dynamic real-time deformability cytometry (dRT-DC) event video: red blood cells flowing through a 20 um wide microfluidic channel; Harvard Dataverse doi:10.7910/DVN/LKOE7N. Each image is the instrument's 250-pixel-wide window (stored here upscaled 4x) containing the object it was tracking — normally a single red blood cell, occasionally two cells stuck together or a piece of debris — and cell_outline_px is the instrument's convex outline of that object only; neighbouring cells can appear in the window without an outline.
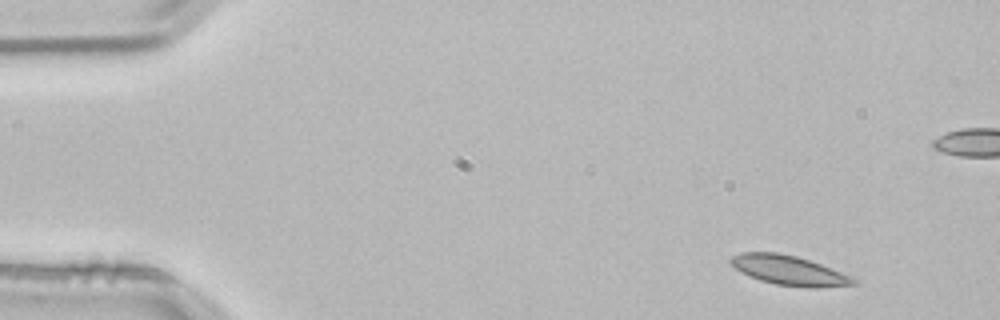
{"species": "common noctule bat (a hibernating species)", "species_latin": "Nyctalus noctula", "temperature_condition": "room temperature", "stored_images_in_passage": 4, "camera_frame_rate_fps": 3000, "um_per_image_px": 0.085, "animal": {"sex": "male", "body_mass_g": 21.5, "forearm_length_mm": 52.0}, "frame": {"image": 1, "passage_image": 1, "time_ms": 0.0, "image_size_px": [1000, 320], "cell_outline_px": [[856, 284], [820, 288], [808, 288], [776, 284], [760, 280], [736, 268], [728, 260], [732, 256], [740, 252], [776, 252], [796, 256], [820, 264], [840, 272], [856, 280]], "centroid_in_image_um": [67.05, 22.98], "position_along_channel_um": 18.0, "area_um2": 20.75}}
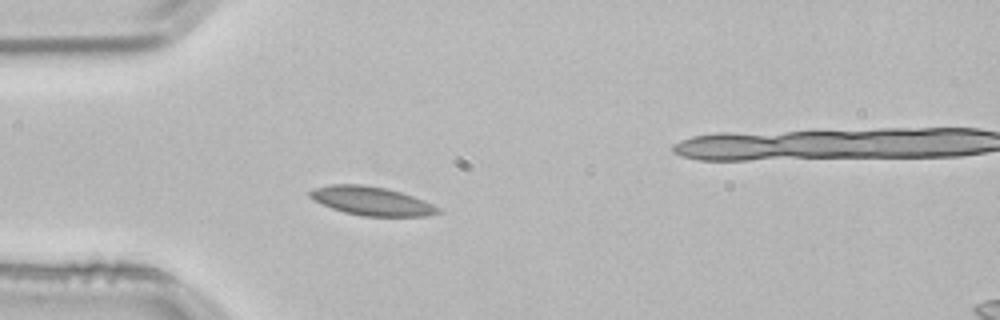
{"frame": {"image": 2, "passage_image": 3, "time_ms": 0.667, "image_size_px": [1000, 320], "cell_outline_px": [[440, 212], [424, 216], [364, 216], [344, 212], [332, 208], [308, 196], [308, 192], [312, 188], [328, 184], [360, 184], [384, 188], [400, 192], [424, 200], [440, 208]], "centroid_in_image_um": [31.55, 17.07], "position_along_channel_um": 53.4, "area_um2": 21.21}}